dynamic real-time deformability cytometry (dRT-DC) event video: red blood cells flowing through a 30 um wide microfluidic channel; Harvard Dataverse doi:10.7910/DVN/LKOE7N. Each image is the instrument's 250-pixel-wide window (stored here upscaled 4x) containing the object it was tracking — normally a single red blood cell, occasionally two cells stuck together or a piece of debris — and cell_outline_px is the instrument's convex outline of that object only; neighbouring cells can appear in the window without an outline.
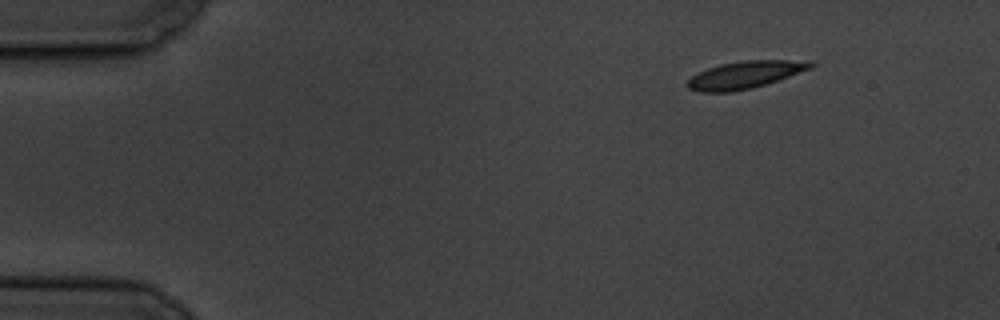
{"species": "common noctule bat (a hibernating species)", "species_latin": "Nyctalus noctula", "temperature_condition": "cold", "stored_images_in_passage": 4, "camera_frame_rate_fps": 3000, "um_per_image_px": 0.085, "animal": {"sex": "male", "body_mass_g": 19.5, "forearm_length_mm": 54.6}, "frame": {"image": 1, "passage_image": 1, "time_ms": 0.0, "image_size_px": [1000, 320], "cell_outline_px": [[816, 64], [812, 68], [752, 88], [732, 92], [700, 92], [688, 88], [688, 80], [692, 76], [708, 68], [720, 64], [744, 60], [812, 60]], "centroid_in_image_um": [63.36, 6.34], "position_along_channel_um": 21.6, "area_um2": 19.48}}
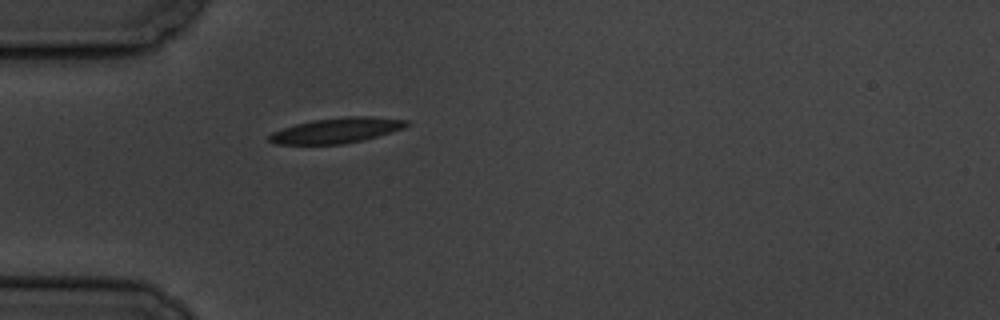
{"frame": {"image": 2, "passage_image": 4, "time_ms": 3.333, "image_size_px": [1000, 320], "cell_outline_px": [[408, 124], [404, 128], [376, 136], [344, 144], [276, 144], [268, 140], [268, 136], [272, 132], [296, 124], [312, 120], [348, 116], [372, 116], [408, 120]], "centroid_in_image_um": [28.6, 11.08], "position_along_channel_um": 56.4, "area_um2": 20.0}}